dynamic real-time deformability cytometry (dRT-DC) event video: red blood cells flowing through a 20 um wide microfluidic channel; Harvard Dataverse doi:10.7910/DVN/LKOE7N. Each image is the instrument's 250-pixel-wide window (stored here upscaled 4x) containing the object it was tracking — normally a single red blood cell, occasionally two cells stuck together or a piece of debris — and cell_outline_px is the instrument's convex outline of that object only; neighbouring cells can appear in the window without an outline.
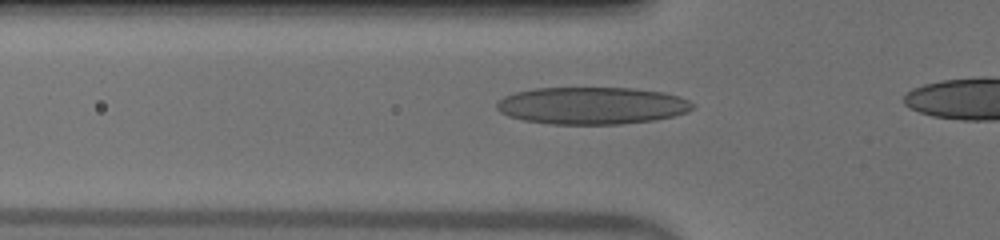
{"species": "human", "species_latin": "Homo sapiens", "temperature_condition": "warm", "stored_images_in_passage": 29, "camera_frame_rate_fps": 3000, "um_per_image_px": 0.085, "donor": {"sex": "male"}, "frame": {"image": 1, "passage_image": 4, "time_ms": 1.0, "image_size_px": [1000, 240], "cell_outline_px": [[696, 104], [688, 112], [656, 120], [620, 124], [552, 124], [524, 120], [508, 116], [500, 112], [496, 108], [496, 104], [504, 96], [516, 92], [536, 88], [636, 88], [664, 92], [680, 96]], "centroid_in_image_um": [50.35, 8.97], "position_along_channel_um": 75.5, "area_um2": 42.66}}
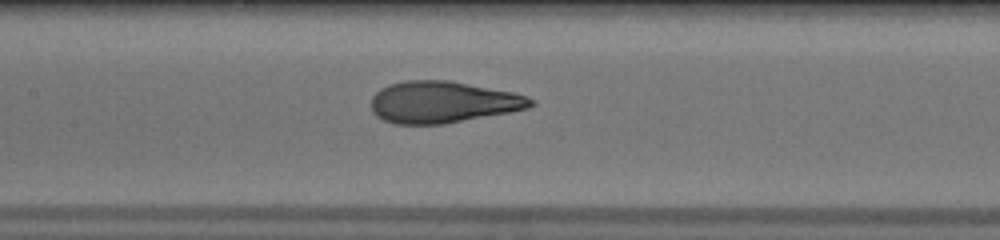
{"frame": {"image": 2, "passage_image": 11, "time_ms": 3.333, "image_size_px": [1000, 240], "cell_outline_px": [[536, 104], [528, 108], [508, 112], [444, 124], [396, 124], [384, 120], [376, 116], [372, 112], [372, 96], [380, 88], [388, 84], [408, 80], [448, 80], [512, 92], [528, 96]], "centroid_in_image_um": [37.61, 8.68], "position_along_channel_um": 169.8, "area_um2": 38.61}}
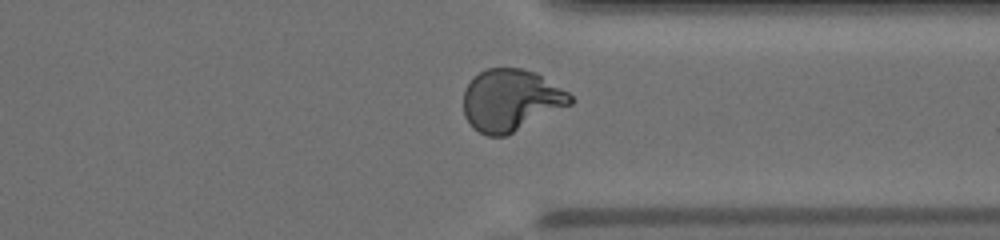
{"frame": {"image": 3, "passage_image": 26, "time_ms": 8.333, "image_size_px": [1000, 240], "cell_outline_px": [[572, 104], [504, 136], [488, 136], [472, 128], [464, 116], [464, 92], [468, 84], [480, 72], [488, 68], [520, 68], [536, 72], [568, 92], [572, 96]], "centroid_in_image_um": [43.41, 8.51], "position_along_channel_um": 368.0, "area_um2": 38.15}}